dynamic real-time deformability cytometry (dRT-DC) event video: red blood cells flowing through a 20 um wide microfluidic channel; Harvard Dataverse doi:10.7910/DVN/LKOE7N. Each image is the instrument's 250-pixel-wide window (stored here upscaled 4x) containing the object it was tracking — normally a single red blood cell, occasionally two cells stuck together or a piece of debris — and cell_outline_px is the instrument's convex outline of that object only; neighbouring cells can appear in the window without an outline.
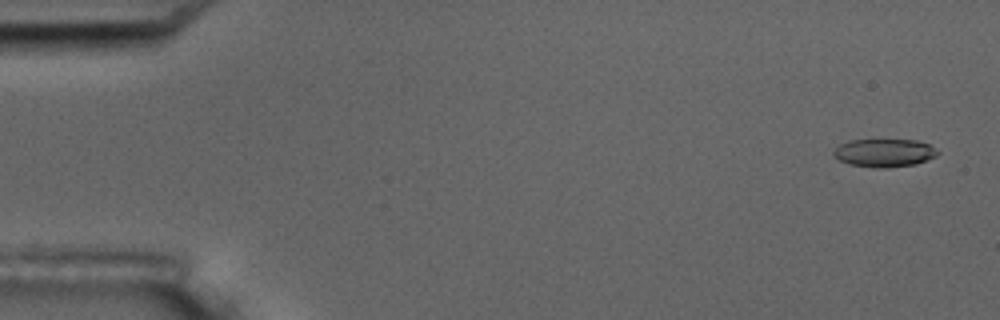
{"species": "common noctule bat (a hibernating species)", "species_latin": "Nyctalus noctula", "temperature_condition": "room temperature", "stored_images_in_passage": 6, "camera_frame_rate_fps": 3000, "um_per_image_px": 0.085, "animal": {"sex": "male", "body_mass_g": 17.5, "forearm_length_mm": 52.3}, "frame": {"image": 1, "passage_image": 1, "time_ms": 0.0, "image_size_px": [1000, 320], "cell_outline_px": [[940, 152], [936, 156], [928, 160], [916, 164], [888, 168], [876, 168], [848, 164], [832, 156], [832, 152], [840, 144], [848, 140], [916, 140], [928, 144]], "centroid_in_image_um": [75.15, 13.0], "position_along_channel_um": 9.8, "area_um2": 17.17}}
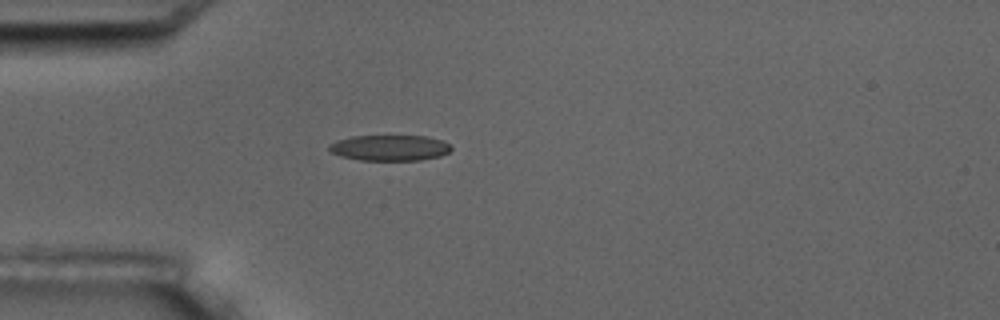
{"frame": {"image": 2, "passage_image": 5, "time_ms": 4.667, "image_size_px": [1000, 320], "cell_outline_px": [[452, 148], [448, 152], [440, 156], [420, 160], [360, 160], [340, 156], [332, 152], [328, 148], [328, 144], [336, 140], [352, 136], [424, 136], [444, 140]], "centroid_in_image_um": [33.11, 12.56], "position_along_channel_um": 51.9, "area_um2": 18.32}}